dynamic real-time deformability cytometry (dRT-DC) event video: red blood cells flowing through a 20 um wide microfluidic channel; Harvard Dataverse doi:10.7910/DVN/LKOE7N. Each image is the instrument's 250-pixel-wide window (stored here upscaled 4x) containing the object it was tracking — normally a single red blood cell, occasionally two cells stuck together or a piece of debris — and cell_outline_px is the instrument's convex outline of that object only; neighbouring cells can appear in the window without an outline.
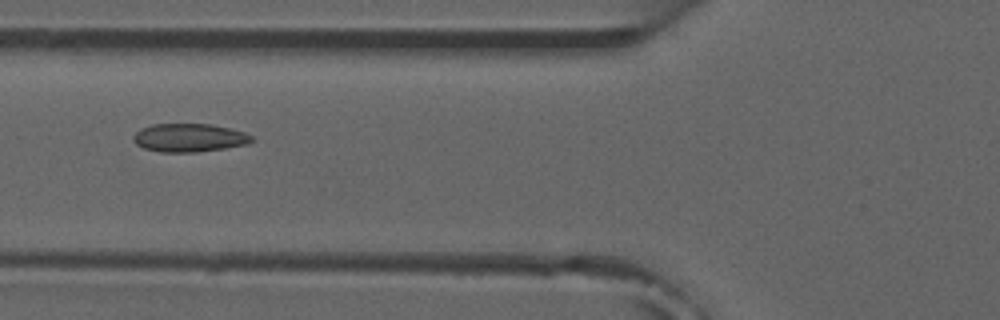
{"species": "common noctule bat (a hibernating species)", "species_latin": "Nyctalus noctula", "temperature_condition": "room temperature", "stored_images_in_passage": 9, "camera_frame_rate_fps": 3000, "um_per_image_px": 0.085, "animal": {"sex": "male", "forearm_length_mm": 52.5}, "frame": {"image": 1, "passage_image": 6, "time_ms": 5.667, "image_size_px": [1000, 320], "cell_outline_px": [[256, 140], [248, 144], [224, 148], [196, 152], [160, 152], [144, 148], [136, 144], [132, 140], [132, 136], [140, 128], [152, 124], [212, 124], [244, 132], [252, 136]], "centroid_in_image_um": [16.07, 11.7], "position_along_channel_um": 109.7, "area_um2": 19.65}}
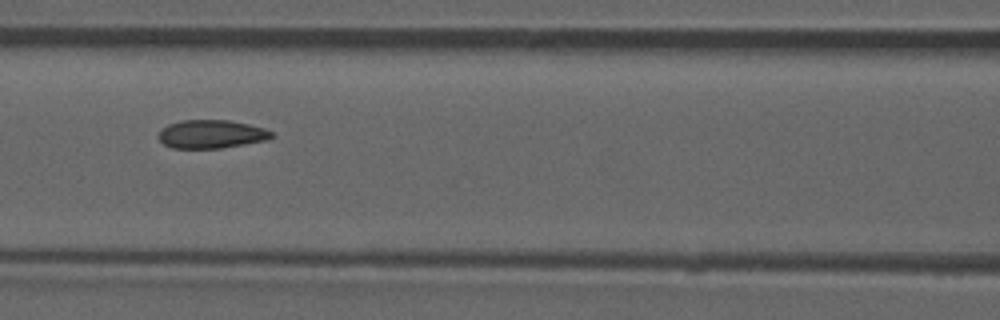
{"frame": {"image": 2, "passage_image": 7, "time_ms": 6.667, "image_size_px": [1000, 320], "cell_outline_px": [[276, 136], [268, 140], [220, 148], [172, 148], [164, 144], [156, 136], [168, 124], [180, 120], [228, 120], [248, 124], [264, 128], [272, 132]], "centroid_in_image_um": [17.98, 11.4], "position_along_channel_um": 148.6, "area_um2": 18.73}}